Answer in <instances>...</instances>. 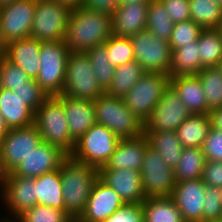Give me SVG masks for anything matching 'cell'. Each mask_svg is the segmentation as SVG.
I'll return each mask as SVG.
<instances>
[{
    "mask_svg": "<svg viewBox=\"0 0 222 222\" xmlns=\"http://www.w3.org/2000/svg\"><path fill=\"white\" fill-rule=\"evenodd\" d=\"M42 143L35 124L9 129L0 142V154L12 172L32 151Z\"/></svg>",
    "mask_w": 222,
    "mask_h": 222,
    "instance_id": "cell-15",
    "label": "cell"
},
{
    "mask_svg": "<svg viewBox=\"0 0 222 222\" xmlns=\"http://www.w3.org/2000/svg\"><path fill=\"white\" fill-rule=\"evenodd\" d=\"M135 60L146 72L170 76L172 50L169 42L159 39L150 31H141L129 37Z\"/></svg>",
    "mask_w": 222,
    "mask_h": 222,
    "instance_id": "cell-10",
    "label": "cell"
},
{
    "mask_svg": "<svg viewBox=\"0 0 222 222\" xmlns=\"http://www.w3.org/2000/svg\"><path fill=\"white\" fill-rule=\"evenodd\" d=\"M201 70L198 40L172 50L170 77L196 75Z\"/></svg>",
    "mask_w": 222,
    "mask_h": 222,
    "instance_id": "cell-29",
    "label": "cell"
},
{
    "mask_svg": "<svg viewBox=\"0 0 222 222\" xmlns=\"http://www.w3.org/2000/svg\"><path fill=\"white\" fill-rule=\"evenodd\" d=\"M1 87L14 90L16 87L26 85L30 77L19 67L8 61L5 57L0 60Z\"/></svg>",
    "mask_w": 222,
    "mask_h": 222,
    "instance_id": "cell-41",
    "label": "cell"
},
{
    "mask_svg": "<svg viewBox=\"0 0 222 222\" xmlns=\"http://www.w3.org/2000/svg\"><path fill=\"white\" fill-rule=\"evenodd\" d=\"M202 30L203 28L191 19L175 23L169 40L171 50L179 48L184 44L197 41Z\"/></svg>",
    "mask_w": 222,
    "mask_h": 222,
    "instance_id": "cell-40",
    "label": "cell"
},
{
    "mask_svg": "<svg viewBox=\"0 0 222 222\" xmlns=\"http://www.w3.org/2000/svg\"><path fill=\"white\" fill-rule=\"evenodd\" d=\"M93 103L96 124L106 126L119 139H133L144 135V123L127 108L123 98L104 93Z\"/></svg>",
    "mask_w": 222,
    "mask_h": 222,
    "instance_id": "cell-3",
    "label": "cell"
},
{
    "mask_svg": "<svg viewBox=\"0 0 222 222\" xmlns=\"http://www.w3.org/2000/svg\"><path fill=\"white\" fill-rule=\"evenodd\" d=\"M13 91L23 100V103L29 106L34 112H36L48 97L35 79H30L26 85L16 87Z\"/></svg>",
    "mask_w": 222,
    "mask_h": 222,
    "instance_id": "cell-42",
    "label": "cell"
},
{
    "mask_svg": "<svg viewBox=\"0 0 222 222\" xmlns=\"http://www.w3.org/2000/svg\"><path fill=\"white\" fill-rule=\"evenodd\" d=\"M125 202L99 178L94 182L84 212L79 222H103L122 207Z\"/></svg>",
    "mask_w": 222,
    "mask_h": 222,
    "instance_id": "cell-17",
    "label": "cell"
},
{
    "mask_svg": "<svg viewBox=\"0 0 222 222\" xmlns=\"http://www.w3.org/2000/svg\"><path fill=\"white\" fill-rule=\"evenodd\" d=\"M191 115L175 90L169 85L144 123V132L176 131Z\"/></svg>",
    "mask_w": 222,
    "mask_h": 222,
    "instance_id": "cell-12",
    "label": "cell"
},
{
    "mask_svg": "<svg viewBox=\"0 0 222 222\" xmlns=\"http://www.w3.org/2000/svg\"><path fill=\"white\" fill-rule=\"evenodd\" d=\"M42 142L59 147L70 155L75 140L70 135L63 102L57 96H48L35 112V122Z\"/></svg>",
    "mask_w": 222,
    "mask_h": 222,
    "instance_id": "cell-4",
    "label": "cell"
},
{
    "mask_svg": "<svg viewBox=\"0 0 222 222\" xmlns=\"http://www.w3.org/2000/svg\"><path fill=\"white\" fill-rule=\"evenodd\" d=\"M141 204L143 222H185L170 196L146 198Z\"/></svg>",
    "mask_w": 222,
    "mask_h": 222,
    "instance_id": "cell-30",
    "label": "cell"
},
{
    "mask_svg": "<svg viewBox=\"0 0 222 222\" xmlns=\"http://www.w3.org/2000/svg\"><path fill=\"white\" fill-rule=\"evenodd\" d=\"M71 12L56 0H36L30 37L40 42L64 40Z\"/></svg>",
    "mask_w": 222,
    "mask_h": 222,
    "instance_id": "cell-9",
    "label": "cell"
},
{
    "mask_svg": "<svg viewBox=\"0 0 222 222\" xmlns=\"http://www.w3.org/2000/svg\"><path fill=\"white\" fill-rule=\"evenodd\" d=\"M205 222H222V218L221 219H215V220H208Z\"/></svg>",
    "mask_w": 222,
    "mask_h": 222,
    "instance_id": "cell-57",
    "label": "cell"
},
{
    "mask_svg": "<svg viewBox=\"0 0 222 222\" xmlns=\"http://www.w3.org/2000/svg\"><path fill=\"white\" fill-rule=\"evenodd\" d=\"M63 210L37 204L24 211L13 222H72Z\"/></svg>",
    "mask_w": 222,
    "mask_h": 222,
    "instance_id": "cell-38",
    "label": "cell"
},
{
    "mask_svg": "<svg viewBox=\"0 0 222 222\" xmlns=\"http://www.w3.org/2000/svg\"><path fill=\"white\" fill-rule=\"evenodd\" d=\"M146 71L136 61H130L115 68L107 95L124 98Z\"/></svg>",
    "mask_w": 222,
    "mask_h": 222,
    "instance_id": "cell-31",
    "label": "cell"
},
{
    "mask_svg": "<svg viewBox=\"0 0 222 222\" xmlns=\"http://www.w3.org/2000/svg\"><path fill=\"white\" fill-rule=\"evenodd\" d=\"M9 131V128L6 125V122L4 120V117L0 113V142L2 137Z\"/></svg>",
    "mask_w": 222,
    "mask_h": 222,
    "instance_id": "cell-52",
    "label": "cell"
},
{
    "mask_svg": "<svg viewBox=\"0 0 222 222\" xmlns=\"http://www.w3.org/2000/svg\"><path fill=\"white\" fill-rule=\"evenodd\" d=\"M211 127L209 114H191L176 133L183 148H201Z\"/></svg>",
    "mask_w": 222,
    "mask_h": 222,
    "instance_id": "cell-27",
    "label": "cell"
},
{
    "mask_svg": "<svg viewBox=\"0 0 222 222\" xmlns=\"http://www.w3.org/2000/svg\"><path fill=\"white\" fill-rule=\"evenodd\" d=\"M112 35V16L82 6L72 9L64 38L70 52L86 53Z\"/></svg>",
    "mask_w": 222,
    "mask_h": 222,
    "instance_id": "cell-1",
    "label": "cell"
},
{
    "mask_svg": "<svg viewBox=\"0 0 222 222\" xmlns=\"http://www.w3.org/2000/svg\"><path fill=\"white\" fill-rule=\"evenodd\" d=\"M67 156L59 147L42 142L17 165L10 175L37 178L45 173L60 169L61 162Z\"/></svg>",
    "mask_w": 222,
    "mask_h": 222,
    "instance_id": "cell-18",
    "label": "cell"
},
{
    "mask_svg": "<svg viewBox=\"0 0 222 222\" xmlns=\"http://www.w3.org/2000/svg\"><path fill=\"white\" fill-rule=\"evenodd\" d=\"M206 161L202 148H183L180 160L174 168L176 182L202 178Z\"/></svg>",
    "mask_w": 222,
    "mask_h": 222,
    "instance_id": "cell-32",
    "label": "cell"
},
{
    "mask_svg": "<svg viewBox=\"0 0 222 222\" xmlns=\"http://www.w3.org/2000/svg\"><path fill=\"white\" fill-rule=\"evenodd\" d=\"M217 29L219 30V32H220V34H221V37H222V19H221V21H220L219 26H218Z\"/></svg>",
    "mask_w": 222,
    "mask_h": 222,
    "instance_id": "cell-56",
    "label": "cell"
},
{
    "mask_svg": "<svg viewBox=\"0 0 222 222\" xmlns=\"http://www.w3.org/2000/svg\"><path fill=\"white\" fill-rule=\"evenodd\" d=\"M10 174L11 171L7 168L6 163L0 154V194L4 191L10 178Z\"/></svg>",
    "mask_w": 222,
    "mask_h": 222,
    "instance_id": "cell-49",
    "label": "cell"
},
{
    "mask_svg": "<svg viewBox=\"0 0 222 222\" xmlns=\"http://www.w3.org/2000/svg\"><path fill=\"white\" fill-rule=\"evenodd\" d=\"M191 20L203 29L218 28L222 6L214 0H189Z\"/></svg>",
    "mask_w": 222,
    "mask_h": 222,
    "instance_id": "cell-36",
    "label": "cell"
},
{
    "mask_svg": "<svg viewBox=\"0 0 222 222\" xmlns=\"http://www.w3.org/2000/svg\"><path fill=\"white\" fill-rule=\"evenodd\" d=\"M151 0H119V4L133 3V2H149Z\"/></svg>",
    "mask_w": 222,
    "mask_h": 222,
    "instance_id": "cell-54",
    "label": "cell"
},
{
    "mask_svg": "<svg viewBox=\"0 0 222 222\" xmlns=\"http://www.w3.org/2000/svg\"><path fill=\"white\" fill-rule=\"evenodd\" d=\"M203 222L222 218V188L206 186Z\"/></svg>",
    "mask_w": 222,
    "mask_h": 222,
    "instance_id": "cell-43",
    "label": "cell"
},
{
    "mask_svg": "<svg viewBox=\"0 0 222 222\" xmlns=\"http://www.w3.org/2000/svg\"><path fill=\"white\" fill-rule=\"evenodd\" d=\"M58 3L69 7L70 9H76L80 7L84 0H56Z\"/></svg>",
    "mask_w": 222,
    "mask_h": 222,
    "instance_id": "cell-51",
    "label": "cell"
},
{
    "mask_svg": "<svg viewBox=\"0 0 222 222\" xmlns=\"http://www.w3.org/2000/svg\"><path fill=\"white\" fill-rule=\"evenodd\" d=\"M104 93L94 75L89 56L83 52H70L61 95L94 101Z\"/></svg>",
    "mask_w": 222,
    "mask_h": 222,
    "instance_id": "cell-6",
    "label": "cell"
},
{
    "mask_svg": "<svg viewBox=\"0 0 222 222\" xmlns=\"http://www.w3.org/2000/svg\"><path fill=\"white\" fill-rule=\"evenodd\" d=\"M207 101L208 114L222 107V71L217 67H204L197 73Z\"/></svg>",
    "mask_w": 222,
    "mask_h": 222,
    "instance_id": "cell-35",
    "label": "cell"
},
{
    "mask_svg": "<svg viewBox=\"0 0 222 222\" xmlns=\"http://www.w3.org/2000/svg\"><path fill=\"white\" fill-rule=\"evenodd\" d=\"M211 126L222 131V107L213 109L209 112Z\"/></svg>",
    "mask_w": 222,
    "mask_h": 222,
    "instance_id": "cell-50",
    "label": "cell"
},
{
    "mask_svg": "<svg viewBox=\"0 0 222 222\" xmlns=\"http://www.w3.org/2000/svg\"><path fill=\"white\" fill-rule=\"evenodd\" d=\"M174 24L159 0L149 1L146 24L147 31H150L157 38L169 42Z\"/></svg>",
    "mask_w": 222,
    "mask_h": 222,
    "instance_id": "cell-33",
    "label": "cell"
},
{
    "mask_svg": "<svg viewBox=\"0 0 222 222\" xmlns=\"http://www.w3.org/2000/svg\"><path fill=\"white\" fill-rule=\"evenodd\" d=\"M17 0H0V7L7 5V4H11L13 2H16Z\"/></svg>",
    "mask_w": 222,
    "mask_h": 222,
    "instance_id": "cell-55",
    "label": "cell"
},
{
    "mask_svg": "<svg viewBox=\"0 0 222 222\" xmlns=\"http://www.w3.org/2000/svg\"><path fill=\"white\" fill-rule=\"evenodd\" d=\"M4 210H8L0 222H13L24 211L36 206L35 178L10 175L4 191L0 194ZM6 208V209H5Z\"/></svg>",
    "mask_w": 222,
    "mask_h": 222,
    "instance_id": "cell-13",
    "label": "cell"
},
{
    "mask_svg": "<svg viewBox=\"0 0 222 222\" xmlns=\"http://www.w3.org/2000/svg\"><path fill=\"white\" fill-rule=\"evenodd\" d=\"M149 146L159 152L162 160L174 169L181 157L183 146L176 131L144 132Z\"/></svg>",
    "mask_w": 222,
    "mask_h": 222,
    "instance_id": "cell-28",
    "label": "cell"
},
{
    "mask_svg": "<svg viewBox=\"0 0 222 222\" xmlns=\"http://www.w3.org/2000/svg\"><path fill=\"white\" fill-rule=\"evenodd\" d=\"M120 139L106 126L95 124L75 142L70 156L97 169L105 166Z\"/></svg>",
    "mask_w": 222,
    "mask_h": 222,
    "instance_id": "cell-7",
    "label": "cell"
},
{
    "mask_svg": "<svg viewBox=\"0 0 222 222\" xmlns=\"http://www.w3.org/2000/svg\"><path fill=\"white\" fill-rule=\"evenodd\" d=\"M6 47H7V43L4 41L2 37V32L0 28V60L5 57Z\"/></svg>",
    "mask_w": 222,
    "mask_h": 222,
    "instance_id": "cell-53",
    "label": "cell"
},
{
    "mask_svg": "<svg viewBox=\"0 0 222 222\" xmlns=\"http://www.w3.org/2000/svg\"><path fill=\"white\" fill-rule=\"evenodd\" d=\"M86 54L89 56L99 86L104 92H106L115 72V67L108 57L106 42L93 47L88 50Z\"/></svg>",
    "mask_w": 222,
    "mask_h": 222,
    "instance_id": "cell-37",
    "label": "cell"
},
{
    "mask_svg": "<svg viewBox=\"0 0 222 222\" xmlns=\"http://www.w3.org/2000/svg\"><path fill=\"white\" fill-rule=\"evenodd\" d=\"M199 56L204 67L218 66L222 58V37L217 28L203 29L198 38Z\"/></svg>",
    "mask_w": 222,
    "mask_h": 222,
    "instance_id": "cell-34",
    "label": "cell"
},
{
    "mask_svg": "<svg viewBox=\"0 0 222 222\" xmlns=\"http://www.w3.org/2000/svg\"><path fill=\"white\" fill-rule=\"evenodd\" d=\"M1 88H2V87H1V72H0V90H1Z\"/></svg>",
    "mask_w": 222,
    "mask_h": 222,
    "instance_id": "cell-60",
    "label": "cell"
},
{
    "mask_svg": "<svg viewBox=\"0 0 222 222\" xmlns=\"http://www.w3.org/2000/svg\"><path fill=\"white\" fill-rule=\"evenodd\" d=\"M206 185L201 178L176 182L171 198L185 222H203Z\"/></svg>",
    "mask_w": 222,
    "mask_h": 222,
    "instance_id": "cell-16",
    "label": "cell"
},
{
    "mask_svg": "<svg viewBox=\"0 0 222 222\" xmlns=\"http://www.w3.org/2000/svg\"><path fill=\"white\" fill-rule=\"evenodd\" d=\"M174 23L191 19L189 0H159Z\"/></svg>",
    "mask_w": 222,
    "mask_h": 222,
    "instance_id": "cell-46",
    "label": "cell"
},
{
    "mask_svg": "<svg viewBox=\"0 0 222 222\" xmlns=\"http://www.w3.org/2000/svg\"><path fill=\"white\" fill-rule=\"evenodd\" d=\"M62 102L71 137L76 141L96 124L95 107L91 100L57 96Z\"/></svg>",
    "mask_w": 222,
    "mask_h": 222,
    "instance_id": "cell-21",
    "label": "cell"
},
{
    "mask_svg": "<svg viewBox=\"0 0 222 222\" xmlns=\"http://www.w3.org/2000/svg\"><path fill=\"white\" fill-rule=\"evenodd\" d=\"M69 54L64 40L41 42V65L35 80L47 96L61 95Z\"/></svg>",
    "mask_w": 222,
    "mask_h": 222,
    "instance_id": "cell-5",
    "label": "cell"
},
{
    "mask_svg": "<svg viewBox=\"0 0 222 222\" xmlns=\"http://www.w3.org/2000/svg\"><path fill=\"white\" fill-rule=\"evenodd\" d=\"M140 175L145 198L171 196L176 185L174 169L150 146L144 153Z\"/></svg>",
    "mask_w": 222,
    "mask_h": 222,
    "instance_id": "cell-11",
    "label": "cell"
},
{
    "mask_svg": "<svg viewBox=\"0 0 222 222\" xmlns=\"http://www.w3.org/2000/svg\"><path fill=\"white\" fill-rule=\"evenodd\" d=\"M214 1L222 6V0H214Z\"/></svg>",
    "mask_w": 222,
    "mask_h": 222,
    "instance_id": "cell-59",
    "label": "cell"
},
{
    "mask_svg": "<svg viewBox=\"0 0 222 222\" xmlns=\"http://www.w3.org/2000/svg\"><path fill=\"white\" fill-rule=\"evenodd\" d=\"M217 67L222 71V58H221V60H220V62H219Z\"/></svg>",
    "mask_w": 222,
    "mask_h": 222,
    "instance_id": "cell-58",
    "label": "cell"
},
{
    "mask_svg": "<svg viewBox=\"0 0 222 222\" xmlns=\"http://www.w3.org/2000/svg\"><path fill=\"white\" fill-rule=\"evenodd\" d=\"M201 179L206 186L222 188V162L206 161Z\"/></svg>",
    "mask_w": 222,
    "mask_h": 222,
    "instance_id": "cell-47",
    "label": "cell"
},
{
    "mask_svg": "<svg viewBox=\"0 0 222 222\" xmlns=\"http://www.w3.org/2000/svg\"><path fill=\"white\" fill-rule=\"evenodd\" d=\"M36 0H17L0 7V28L4 41L30 37Z\"/></svg>",
    "mask_w": 222,
    "mask_h": 222,
    "instance_id": "cell-14",
    "label": "cell"
},
{
    "mask_svg": "<svg viewBox=\"0 0 222 222\" xmlns=\"http://www.w3.org/2000/svg\"><path fill=\"white\" fill-rule=\"evenodd\" d=\"M119 5V0H84L81 6L112 16Z\"/></svg>",
    "mask_w": 222,
    "mask_h": 222,
    "instance_id": "cell-48",
    "label": "cell"
},
{
    "mask_svg": "<svg viewBox=\"0 0 222 222\" xmlns=\"http://www.w3.org/2000/svg\"><path fill=\"white\" fill-rule=\"evenodd\" d=\"M60 169L35 178L37 203L65 211Z\"/></svg>",
    "mask_w": 222,
    "mask_h": 222,
    "instance_id": "cell-26",
    "label": "cell"
},
{
    "mask_svg": "<svg viewBox=\"0 0 222 222\" xmlns=\"http://www.w3.org/2000/svg\"><path fill=\"white\" fill-rule=\"evenodd\" d=\"M41 42L27 37L7 44L5 58L19 66L30 79H36L40 69Z\"/></svg>",
    "mask_w": 222,
    "mask_h": 222,
    "instance_id": "cell-23",
    "label": "cell"
},
{
    "mask_svg": "<svg viewBox=\"0 0 222 222\" xmlns=\"http://www.w3.org/2000/svg\"><path fill=\"white\" fill-rule=\"evenodd\" d=\"M65 212L76 220L84 212L98 169L68 155L60 166Z\"/></svg>",
    "mask_w": 222,
    "mask_h": 222,
    "instance_id": "cell-2",
    "label": "cell"
},
{
    "mask_svg": "<svg viewBox=\"0 0 222 222\" xmlns=\"http://www.w3.org/2000/svg\"><path fill=\"white\" fill-rule=\"evenodd\" d=\"M169 85V75L146 72L123 100L127 108L145 123Z\"/></svg>",
    "mask_w": 222,
    "mask_h": 222,
    "instance_id": "cell-8",
    "label": "cell"
},
{
    "mask_svg": "<svg viewBox=\"0 0 222 222\" xmlns=\"http://www.w3.org/2000/svg\"><path fill=\"white\" fill-rule=\"evenodd\" d=\"M0 113L9 129L27 127L35 122V112L10 89L0 90Z\"/></svg>",
    "mask_w": 222,
    "mask_h": 222,
    "instance_id": "cell-25",
    "label": "cell"
},
{
    "mask_svg": "<svg viewBox=\"0 0 222 222\" xmlns=\"http://www.w3.org/2000/svg\"><path fill=\"white\" fill-rule=\"evenodd\" d=\"M201 148L207 161L222 162V131L211 127Z\"/></svg>",
    "mask_w": 222,
    "mask_h": 222,
    "instance_id": "cell-44",
    "label": "cell"
},
{
    "mask_svg": "<svg viewBox=\"0 0 222 222\" xmlns=\"http://www.w3.org/2000/svg\"><path fill=\"white\" fill-rule=\"evenodd\" d=\"M106 49L109 60L115 68L135 60L133 45L129 37L112 34L106 41Z\"/></svg>",
    "mask_w": 222,
    "mask_h": 222,
    "instance_id": "cell-39",
    "label": "cell"
},
{
    "mask_svg": "<svg viewBox=\"0 0 222 222\" xmlns=\"http://www.w3.org/2000/svg\"><path fill=\"white\" fill-rule=\"evenodd\" d=\"M170 86L191 114H208L206 97L197 74L170 77Z\"/></svg>",
    "mask_w": 222,
    "mask_h": 222,
    "instance_id": "cell-24",
    "label": "cell"
},
{
    "mask_svg": "<svg viewBox=\"0 0 222 222\" xmlns=\"http://www.w3.org/2000/svg\"><path fill=\"white\" fill-rule=\"evenodd\" d=\"M98 178L112 188L125 203H142L146 199L140 171L133 169H98Z\"/></svg>",
    "mask_w": 222,
    "mask_h": 222,
    "instance_id": "cell-19",
    "label": "cell"
},
{
    "mask_svg": "<svg viewBox=\"0 0 222 222\" xmlns=\"http://www.w3.org/2000/svg\"><path fill=\"white\" fill-rule=\"evenodd\" d=\"M103 222H143L141 203H125Z\"/></svg>",
    "mask_w": 222,
    "mask_h": 222,
    "instance_id": "cell-45",
    "label": "cell"
},
{
    "mask_svg": "<svg viewBox=\"0 0 222 222\" xmlns=\"http://www.w3.org/2000/svg\"><path fill=\"white\" fill-rule=\"evenodd\" d=\"M149 2L120 4L112 15V34L131 37L146 30Z\"/></svg>",
    "mask_w": 222,
    "mask_h": 222,
    "instance_id": "cell-20",
    "label": "cell"
},
{
    "mask_svg": "<svg viewBox=\"0 0 222 222\" xmlns=\"http://www.w3.org/2000/svg\"><path fill=\"white\" fill-rule=\"evenodd\" d=\"M149 146L145 135L133 139H120L105 166L100 169H133L141 171L144 153Z\"/></svg>",
    "mask_w": 222,
    "mask_h": 222,
    "instance_id": "cell-22",
    "label": "cell"
}]
</instances>
